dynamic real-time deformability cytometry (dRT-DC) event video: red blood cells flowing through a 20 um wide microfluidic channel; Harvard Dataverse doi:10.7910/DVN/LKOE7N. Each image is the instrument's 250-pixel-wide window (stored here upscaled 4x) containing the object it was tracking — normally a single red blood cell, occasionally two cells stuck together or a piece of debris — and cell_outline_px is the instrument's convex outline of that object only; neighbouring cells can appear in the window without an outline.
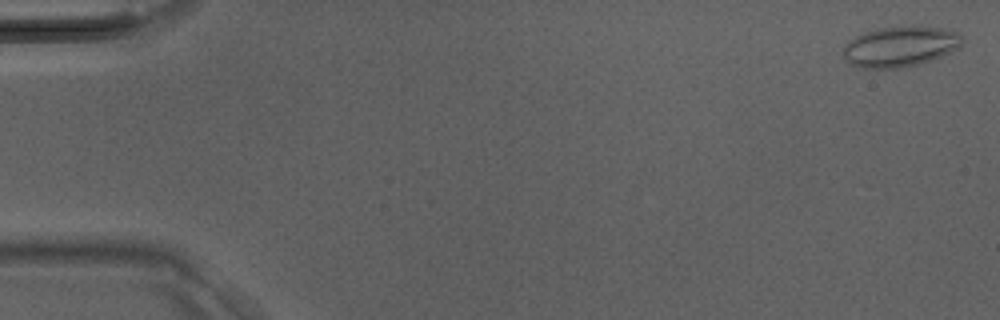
{"species": "Egyptian fruit bat (a non-hibernating species)", "species_latin": "Rousettus aegyptiacus", "temperature_condition": "room temperature", "stored_images_in_passage": 14, "camera_frame_rate_fps": 3000, "um_per_image_px": 0.085, "animal": {"sex": "male"}, "frame": {"image": 1, "passage_image": 1, "time_ms": 0.0, "image_size_px": [1000, 320], "cell_outline_px": [[960, 44], [956, 48], [940, 56], [904, 68], [860, 68], [848, 64], [844, 60], [844, 44], [848, 40], [864, 32], [876, 28], [940, 28], [956, 32], [960, 36]], "centroid_in_image_um": [76.38, 3.99], "position_along_channel_um": 8.6, "area_um2": 27.22}}